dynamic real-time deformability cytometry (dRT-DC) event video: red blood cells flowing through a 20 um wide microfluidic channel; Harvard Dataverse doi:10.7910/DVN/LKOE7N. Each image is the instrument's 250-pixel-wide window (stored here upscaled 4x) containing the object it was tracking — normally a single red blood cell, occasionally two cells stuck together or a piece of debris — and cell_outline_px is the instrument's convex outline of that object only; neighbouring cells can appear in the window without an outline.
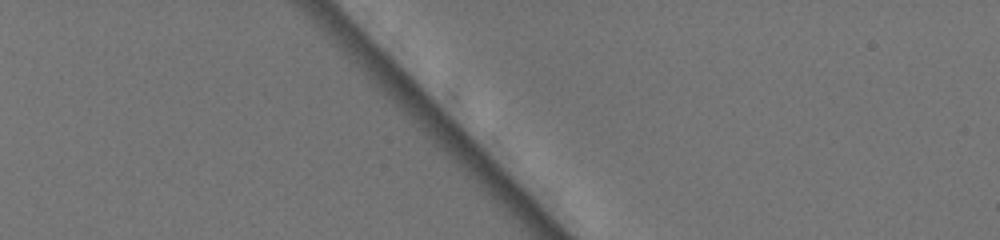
{"species": "common noctule bat (a hibernating species)", "species_latin": "Nyctalus noctula", "temperature_condition": "warm", "stored_images_in_passage": 3, "camera_frame_rate_fps": 3000, "um_per_image_px": 0.085, "animal": {"sex": "female", "body_mass_g": 19.5, "forearm_length_mm": 54.1}, "frame": {"image": 1, "passage_image": 2, "time_ms": 0.333, "image_size_px": [1000, 240], "cell_outline_px": [[596, 132], [592, 144], [588, 144], [532, 84], [524, 60], [544, 76], [580, 112]], "centroid_in_image_um": [47.75, 8.92], "position_along_channel_um": 37.2, "area_um2": 10.06}}